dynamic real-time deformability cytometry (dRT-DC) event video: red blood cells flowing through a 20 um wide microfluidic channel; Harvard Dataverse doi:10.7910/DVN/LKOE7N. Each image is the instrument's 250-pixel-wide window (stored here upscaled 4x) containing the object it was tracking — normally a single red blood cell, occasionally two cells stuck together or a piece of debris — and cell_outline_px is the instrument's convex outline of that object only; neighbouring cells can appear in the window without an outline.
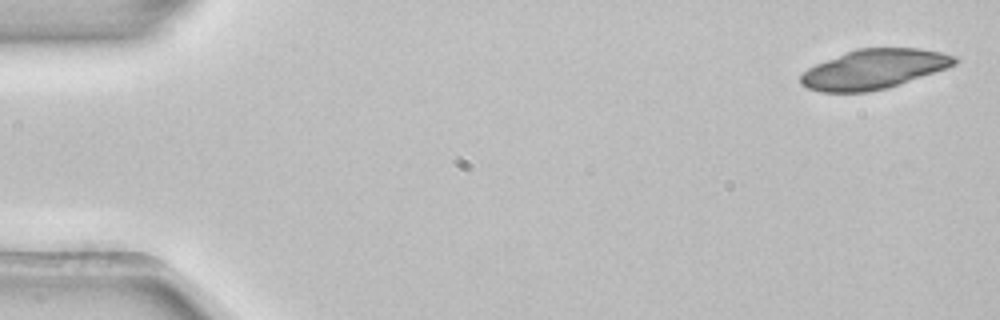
{"species": "common noctule bat (a hibernating species)", "species_latin": "Nyctalus noctula", "temperature_condition": "room temperature", "stored_images_in_passage": 5, "camera_frame_rate_fps": 3000, "um_per_image_px": 0.085, "animal": {"sex": "female", "body_mass_g": 22.7, "forearm_length_mm": 54.2}, "frame": {"image": 1, "passage_image": 1, "time_ms": 0.0, "image_size_px": [1000, 320], "cell_outline_px": [[960, 60], [956, 64], [948, 68], [888, 88], [868, 92], [820, 92], [808, 88], [800, 84], [800, 76], [808, 68], [816, 64], [856, 48], [920, 48], [940, 52], [956, 56]], "centroid_in_image_um": [74.31, 5.88], "position_along_channel_um": 10.7, "area_um2": 35.6}}